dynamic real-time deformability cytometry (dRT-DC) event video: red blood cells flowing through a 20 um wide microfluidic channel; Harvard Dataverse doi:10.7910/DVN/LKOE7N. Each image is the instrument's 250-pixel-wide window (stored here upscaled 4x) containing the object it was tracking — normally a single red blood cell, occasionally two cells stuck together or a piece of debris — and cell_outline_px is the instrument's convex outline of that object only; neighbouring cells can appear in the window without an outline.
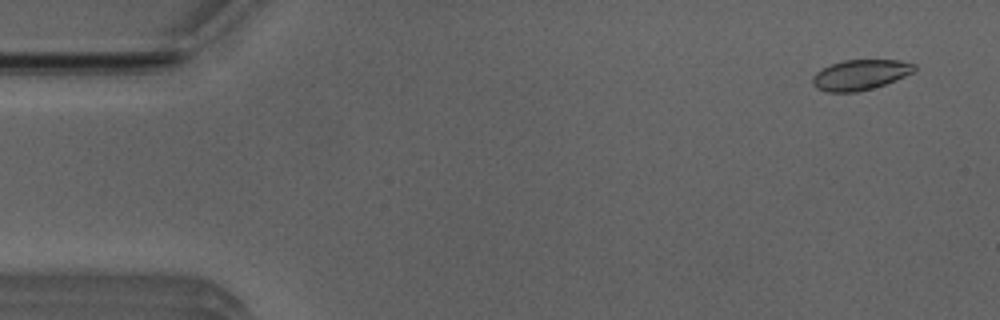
{"species": "Egyptian fruit bat (a non-hibernating species)", "species_latin": "Rousettus aegyptiacus", "temperature_condition": "room temperature", "stored_images_in_passage": 51, "camera_frame_rate_fps": 3000, "um_per_image_px": 0.085, "animal": {"sex": "male"}, "frame": {"image": 1, "passage_image": 3, "time_ms": 0.667, "image_size_px": [1000, 320], "cell_outline_px": [[916, 72], [884, 84], [872, 88], [856, 92], [828, 92], [816, 88], [812, 84], [812, 76], [816, 72], [832, 64], [844, 60], [900, 60], [916, 64]], "centroid_in_image_um": [73.14, 6.35], "position_along_channel_um": 11.9, "area_um2": 17.98}}
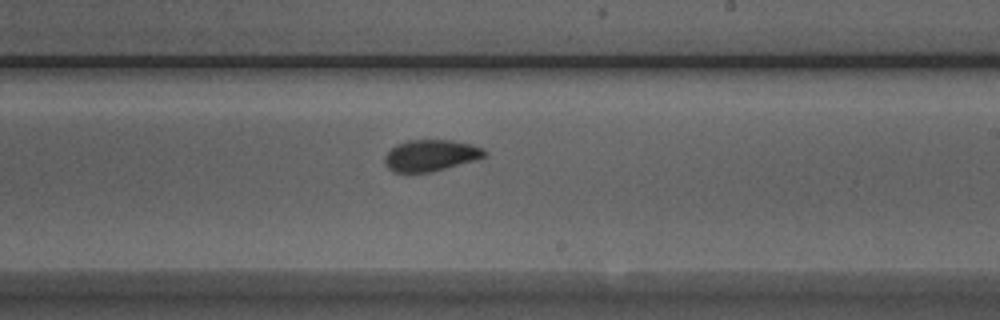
{"frame": {"image": 2, "passage_image": 30, "time_ms": 9.667, "image_size_px": [1000, 320], "cell_outline_px": [[488, 156], [476, 160], [428, 172], [404, 176], [388, 168], [384, 160], [384, 156], [396, 144], [408, 140], [452, 140], [472, 144], [484, 148], [488, 152]], "centroid_in_image_um": [36.61, 13.23], "position_along_channel_um": 252.4, "area_um2": 18.73}}
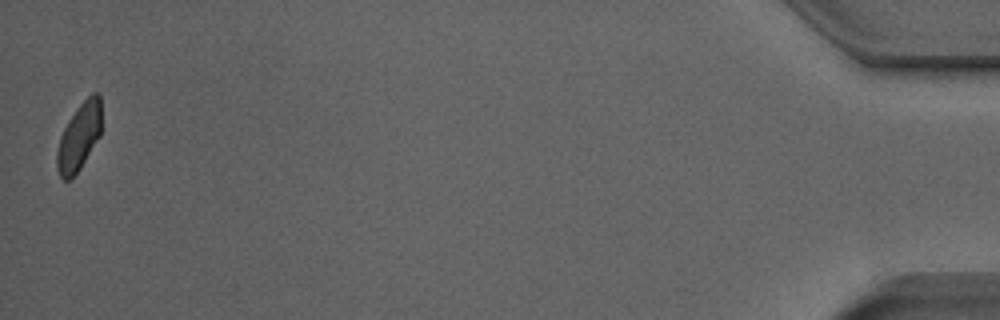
{"frame": {"image": 3, "passage_image": 51, "time_ms": 16.667, "image_size_px": [1000, 320], "cell_outline_px": [[100, 136], [80, 168], [68, 180], [64, 180], [60, 176], [56, 164], [56, 152], [60, 136], [68, 120], [80, 104], [92, 92], [100, 92]], "centroid_in_image_um": [6.71, 11.61], "position_along_channel_um": 428.5, "area_um2": 17.22}, "authors_computed_cell_mechanics": {"area_um2": 18.4382, "velocity_mm_per_s": 3.9629, "shape_relaxation_time_tau1_ms": 4.0291, "shape_relaxation_time_tau2_ms": null, "deformation_change_tau1": 0.0995, "deformation_change_tau2": null}}